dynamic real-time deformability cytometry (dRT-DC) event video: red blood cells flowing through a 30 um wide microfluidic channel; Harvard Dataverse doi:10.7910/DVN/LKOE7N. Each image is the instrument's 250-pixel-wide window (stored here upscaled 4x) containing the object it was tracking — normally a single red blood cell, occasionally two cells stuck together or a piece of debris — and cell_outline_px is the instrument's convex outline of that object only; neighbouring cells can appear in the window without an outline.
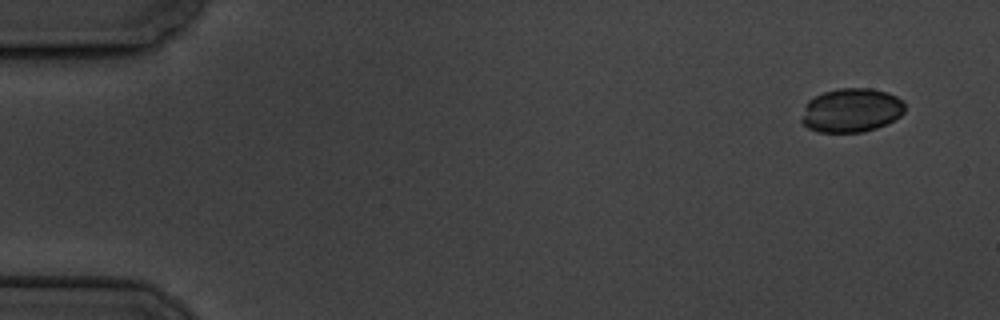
{"species": "common noctule bat (a hibernating species)", "species_latin": "Nyctalus noctula", "temperature_condition": "cold", "stored_images_in_passage": 5, "camera_frame_rate_fps": 3000, "um_per_image_px": 0.085, "animal": {"sex": "male", "body_mass_g": 19.5, "forearm_length_mm": 54.6}, "frame": {"image": 1, "passage_image": 1, "time_ms": 0.0, "image_size_px": [1000, 320], "cell_outline_px": [[904, 112], [900, 116], [876, 128], [864, 132], [816, 132], [808, 128], [800, 120], [804, 104], [808, 100], [824, 92], [840, 88], [872, 88], [888, 92], [896, 96], [904, 104]], "centroid_in_image_um": [72.32, 9.37], "position_along_channel_um": 12.7, "area_um2": 26.53}}
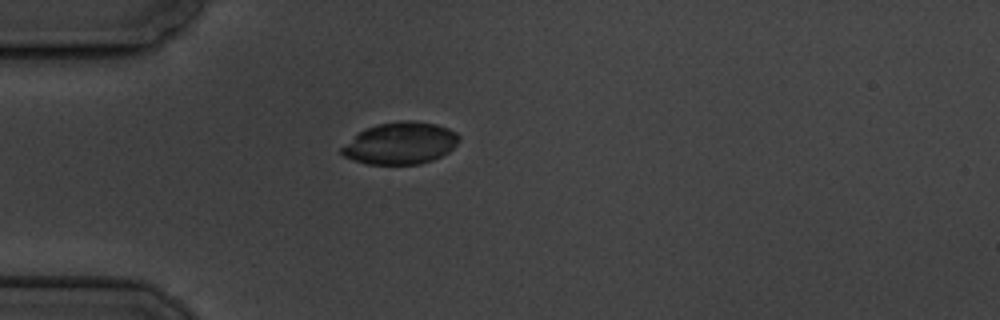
{"frame": {"image": 2, "passage_image": 5, "time_ms": 4.333, "image_size_px": [1000, 320], "cell_outline_px": [[460, 140], [448, 152], [432, 160], [420, 164], [364, 164], [352, 160], [344, 156], [340, 152], [340, 148], [364, 128], [376, 124], [404, 120], [412, 120], [436, 124], [448, 128], [456, 132], [460, 136]], "centroid_in_image_um": [34.02, 12.17], "position_along_channel_um": 51.0, "area_um2": 28.78}}